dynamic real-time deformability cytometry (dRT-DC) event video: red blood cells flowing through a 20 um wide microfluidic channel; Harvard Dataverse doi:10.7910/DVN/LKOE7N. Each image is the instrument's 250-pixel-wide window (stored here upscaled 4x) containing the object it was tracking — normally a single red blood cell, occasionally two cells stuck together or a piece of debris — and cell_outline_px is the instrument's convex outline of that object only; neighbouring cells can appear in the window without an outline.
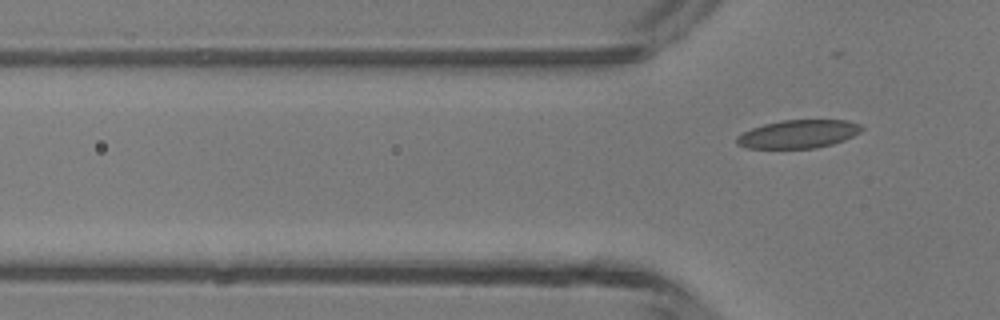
{"species": "common noctule bat (a hibernating species)", "species_latin": "Nyctalus noctula", "temperature_condition": "room temperature", "stored_images_in_passage": 3, "camera_frame_rate_fps": 3000, "um_per_image_px": 0.085, "animal": {"sex": "male", "body_mass_g": 13.3}, "frame": {"image": 1, "passage_image": 3, "time_ms": 3.333, "image_size_px": [1000, 320], "cell_outline_px": [[864, 128], [860, 132], [844, 140], [832, 144], [816, 148], [748, 148], [736, 144], [736, 136], [752, 128], [764, 124], [780, 120], [848, 120], [860, 124]], "centroid_in_image_um": [67.86, 11.39], "position_along_channel_um": 57.9, "area_um2": 20.58}}